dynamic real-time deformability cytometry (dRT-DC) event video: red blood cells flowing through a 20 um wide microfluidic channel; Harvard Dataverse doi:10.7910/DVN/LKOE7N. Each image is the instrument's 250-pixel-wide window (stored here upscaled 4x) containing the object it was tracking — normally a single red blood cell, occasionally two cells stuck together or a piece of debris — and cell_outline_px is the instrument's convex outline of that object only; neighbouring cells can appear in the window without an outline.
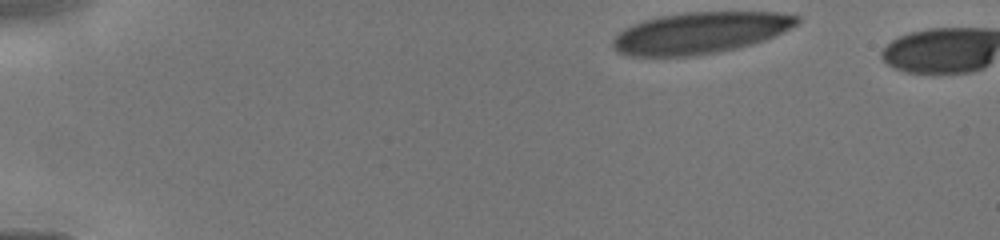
{"species": "human", "species_latin": "Homo sapiens", "temperature_condition": "cold", "stored_images_in_passage": 4, "camera_frame_rate_fps": 3000, "um_per_image_px": 0.085, "donor": {"sex": "male"}, "frame": {"image": 1, "passage_image": 1, "time_ms": 0.0, "image_size_px": [1000, 240], "cell_outline_px": [[800, 20], [796, 24], [764, 40], [752, 44], [720, 52], [696, 56], [628, 56], [616, 52], [612, 44], [612, 40], [624, 28], [632, 24], [644, 20], [660, 16], [684, 12], [776, 12], [800, 16]], "centroid_in_image_um": [59.46, 2.8], "position_along_channel_um": 25.5, "area_um2": 44.45}}